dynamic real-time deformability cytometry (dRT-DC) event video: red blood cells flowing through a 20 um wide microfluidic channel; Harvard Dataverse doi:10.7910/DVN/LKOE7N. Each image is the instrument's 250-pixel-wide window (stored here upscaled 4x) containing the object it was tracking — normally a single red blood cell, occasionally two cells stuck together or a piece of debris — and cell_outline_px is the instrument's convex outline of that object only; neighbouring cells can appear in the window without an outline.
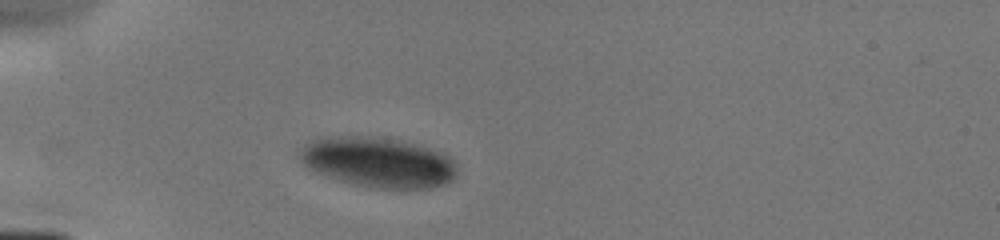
{"species": "human", "species_latin": "Homo sapiens", "temperature_condition": "cold", "stored_images_in_passage": 2, "camera_frame_rate_fps": 3000, "um_per_image_px": 0.085, "donor": {"sex": "male"}, "frame": {"image": 1, "passage_image": 1, "time_ms": 0.0, "image_size_px": [1000, 240], "cell_outline_px": [[456, 176], [452, 180], [444, 184], [432, 188], [368, 188], [340, 180], [328, 176], [308, 168], [300, 160], [300, 148], [304, 144], [320, 136], [368, 136], [396, 140], [428, 148], [440, 152], [448, 156], [452, 160], [456, 172]], "centroid_in_image_um": [32.1, 13.79], "position_along_channel_um": 52.9, "area_um2": 45.66}}